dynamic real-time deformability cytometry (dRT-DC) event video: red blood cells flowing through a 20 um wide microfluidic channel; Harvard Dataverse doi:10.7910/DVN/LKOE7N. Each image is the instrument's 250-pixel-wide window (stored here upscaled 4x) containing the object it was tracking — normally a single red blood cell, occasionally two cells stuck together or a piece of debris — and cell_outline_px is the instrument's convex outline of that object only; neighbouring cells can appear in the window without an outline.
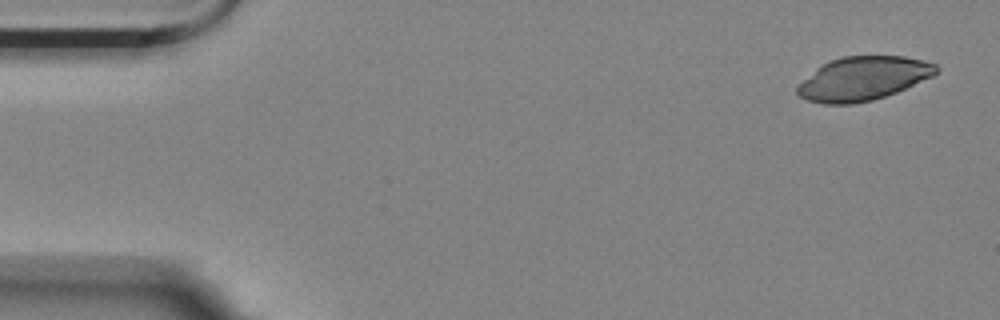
{"species": "Egyptian fruit bat (a non-hibernating species)", "species_latin": "Rousettus aegyptiacus", "temperature_condition": "room temperature", "stored_images_in_passage": 11, "camera_frame_rate_fps": 3000, "um_per_image_px": 0.085, "animal": {"sex": "female"}, "frame": {"image": 1, "passage_image": 1, "time_ms": 0.0, "image_size_px": [1000, 320], "cell_outline_px": [[940, 68], [932, 76], [896, 92], [872, 100], [852, 104], [824, 104], [808, 100], [800, 96], [796, 92], [796, 88], [816, 68], [832, 60], [844, 56], [904, 56], [924, 60], [936, 64]], "centroid_in_image_um": [73.38, 6.67], "position_along_channel_um": 11.6, "area_um2": 34.97}}